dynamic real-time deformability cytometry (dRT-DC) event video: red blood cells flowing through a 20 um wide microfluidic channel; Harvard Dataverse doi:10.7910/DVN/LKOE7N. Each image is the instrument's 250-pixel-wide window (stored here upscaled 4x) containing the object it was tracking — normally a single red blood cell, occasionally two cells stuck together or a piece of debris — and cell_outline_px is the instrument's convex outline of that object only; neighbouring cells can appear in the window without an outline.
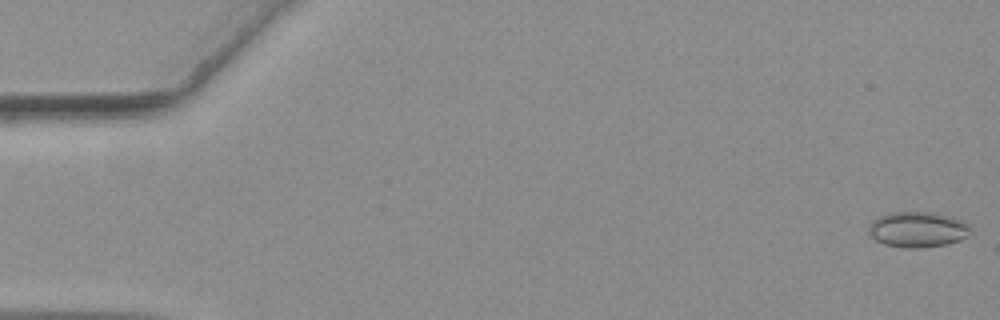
{"species": "common noctule bat (a hibernating species)", "species_latin": "Nyctalus noctula", "temperature_condition": "warm", "stored_images_in_passage": 57, "camera_frame_rate_fps": 3000, "um_per_image_px": 0.085, "animal": {"sex": "female", "body_mass_g": 19.3, "forearm_length_mm": 54.1}, "frame": {"image": 1, "passage_image": 1, "time_ms": 0.0, "image_size_px": [1000, 320], "cell_outline_px": [[968, 228], [964, 236], [960, 240], [948, 244], [924, 248], [900, 248], [884, 244], [876, 240], [868, 232], [868, 224], [872, 220], [880, 216], [892, 212], [928, 212], [952, 216], [968, 224]], "centroid_in_image_um": [77.93, 19.51], "position_along_channel_um": 7.1, "area_um2": 21.04}}
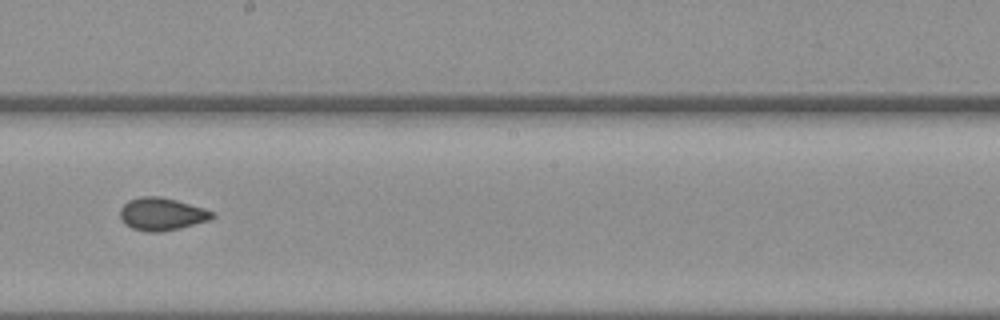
{"frame": {"image": 2, "passage_image": 32, "time_ms": 10.333, "image_size_px": [1000, 320], "cell_outline_px": [[216, 216], [212, 220], [180, 228], [160, 232], [144, 232], [132, 228], [124, 224], [120, 220], [120, 208], [128, 200], [140, 196], [160, 196], [176, 200], [204, 208], [216, 212]], "centroid_in_image_um": [13.77, 18.2], "position_along_channel_um": 234.4, "area_um2": 17.92}}
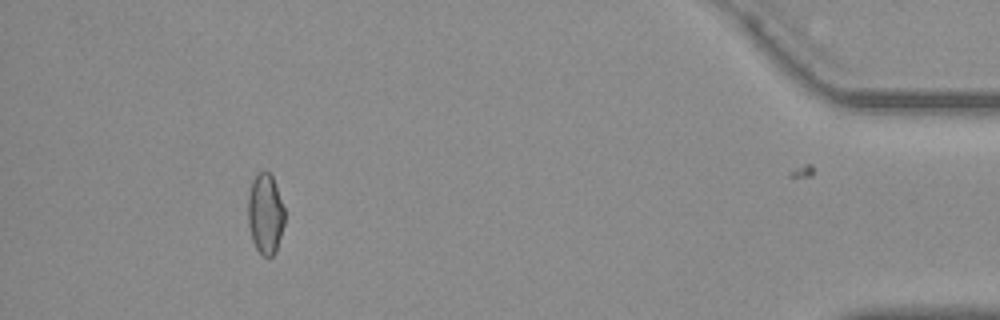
{"frame": {"image": 3, "passage_image": 52, "time_ms": 17.0, "image_size_px": [1000, 320], "cell_outline_px": [[284, 224], [276, 252], [272, 256], [264, 256], [256, 248], [252, 240], [248, 224], [248, 196], [252, 180], [260, 172], [268, 172], [272, 176], [284, 208]], "centroid_in_image_um": [22.55, 18.2], "position_along_channel_um": 412.7, "area_um2": 16.99}, "authors_computed_cell_mechanics": {"area_um2": 17.8024, "velocity_mm_per_s": 3.6544, "shape_relaxation_time_tau1_ms": null, "shape_relaxation_time_tau2_ms": 1.7949, "deformation_change_tau1": null, "deformation_change_tau2": 0.0609}}